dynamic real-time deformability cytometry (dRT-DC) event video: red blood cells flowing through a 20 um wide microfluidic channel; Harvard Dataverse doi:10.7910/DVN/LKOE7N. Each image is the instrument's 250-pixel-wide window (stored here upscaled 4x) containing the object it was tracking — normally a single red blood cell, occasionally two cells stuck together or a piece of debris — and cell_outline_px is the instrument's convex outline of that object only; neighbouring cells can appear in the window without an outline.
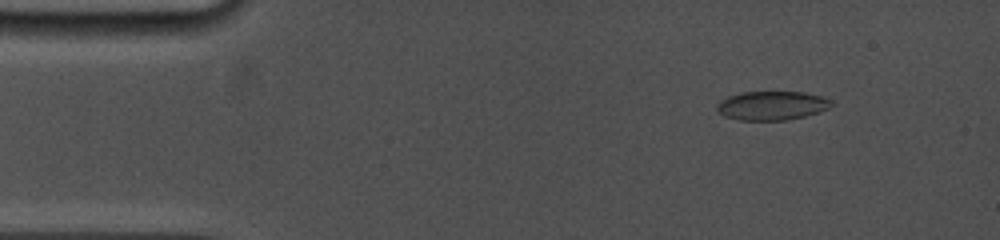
{"species": "common noctule bat (a hibernating species)", "species_latin": "Nyctalus noctula", "temperature_condition": "cold", "stored_images_in_passage": 9, "camera_frame_rate_fps": 5000, "um_per_image_px": 0.085, "animal": {"sex": "female", "body_mass_g": 19.0, "forearm_length_mm": 53.3}, "frame": {"image": 1, "passage_image": 3, "time_ms": 1.6, "image_size_px": [1000, 240], "cell_outline_px": [[832, 104], [828, 108], [820, 112], [788, 120], [736, 120], [724, 116], [716, 108], [716, 104], [720, 100], [728, 96], [740, 92], [804, 92], [820, 96], [832, 100]], "centroid_in_image_um": [65.58, 8.97], "position_along_channel_um": 19.4, "area_um2": 19.36}}
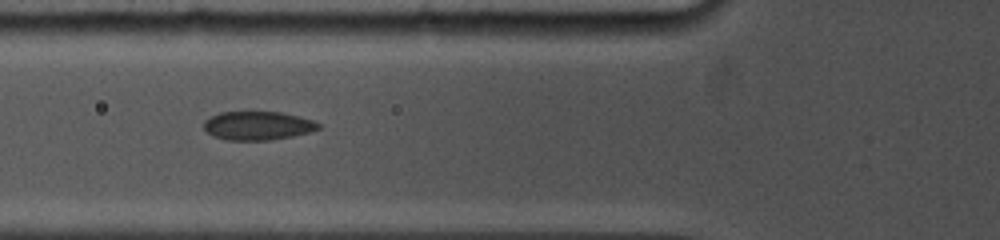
{"frame": {"image": 2, "passage_image": 8, "time_ms": 5.8, "image_size_px": [1000, 240], "cell_outline_px": [[320, 128], [308, 132], [292, 136], [268, 140], [224, 140], [212, 136], [204, 128], [204, 120], [220, 112], [280, 112], [312, 120], [320, 124]], "centroid_in_image_um": [21.87, 10.69], "position_along_channel_um": 103.9, "area_um2": 18.96}}
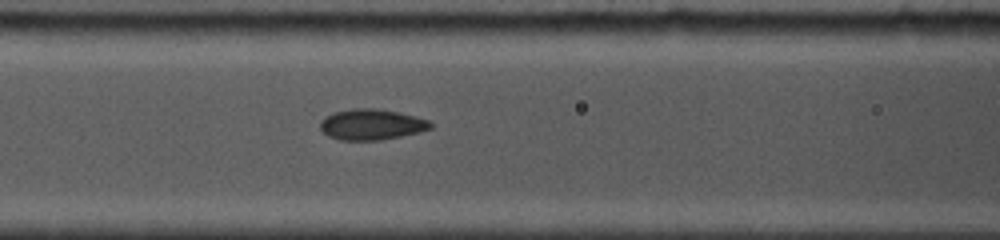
{"frame": {"image": 3, "passage_image": 9, "time_ms": 6.6, "image_size_px": [1000, 240], "cell_outline_px": [[432, 128], [420, 132], [380, 140], [340, 140], [328, 136], [320, 128], [320, 120], [324, 116], [332, 112], [352, 108], [376, 108], [400, 112], [416, 116], [428, 120], [432, 124]], "centroid_in_image_um": [31.56, 10.57], "position_along_channel_um": 135.0, "area_um2": 20.0}}